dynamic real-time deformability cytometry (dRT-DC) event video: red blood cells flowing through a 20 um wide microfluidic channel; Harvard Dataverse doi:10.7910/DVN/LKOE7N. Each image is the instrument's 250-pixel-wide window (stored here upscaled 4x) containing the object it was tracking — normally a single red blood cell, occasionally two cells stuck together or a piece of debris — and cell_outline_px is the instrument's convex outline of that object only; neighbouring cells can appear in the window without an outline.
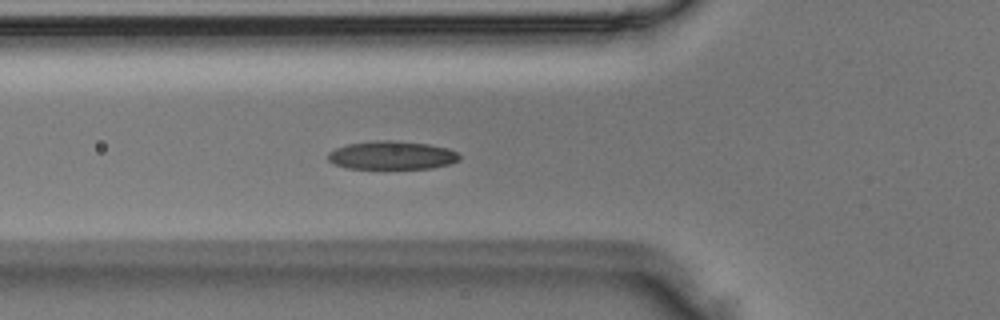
{"species": "Egyptian fruit bat (a non-hibernating species)", "species_latin": "Rousettus aegyptiacus", "temperature_condition": "room temperature", "stored_images_in_passage": 33, "camera_frame_rate_fps": 3000, "um_per_image_px": 0.085, "animal": {"sex": "male"}, "frame": {"image": 1, "passage_image": 10, "time_ms": 3.0, "image_size_px": [1000, 320], "cell_outline_px": [[460, 160], [448, 164], [432, 168], [348, 168], [332, 164], [328, 160], [328, 152], [336, 148], [348, 144], [376, 140], [396, 140], [428, 144], [448, 148], [456, 152], [460, 156]], "centroid_in_image_um": [33.29, 13.19], "position_along_channel_um": 92.5, "area_um2": 21.73}}
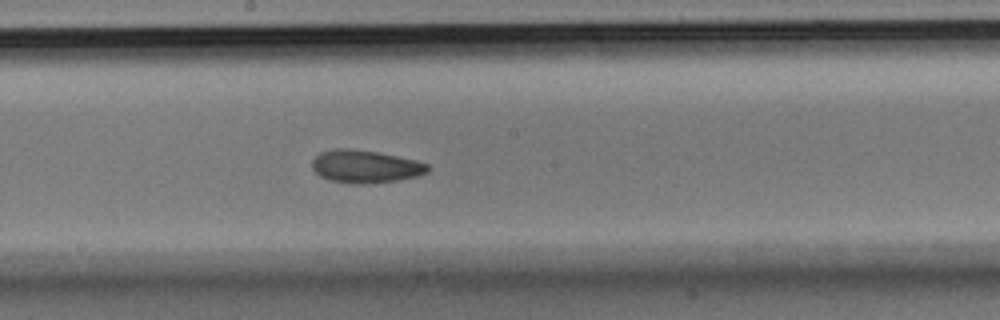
{"frame": {"image": 2, "passage_image": 19, "time_ms": 6.0, "image_size_px": [1000, 320], "cell_outline_px": [[432, 168], [428, 172], [420, 176], [396, 180], [364, 184], [348, 184], [332, 180], [320, 176], [312, 168], [312, 160], [320, 152], [336, 148], [348, 148], [380, 152], [416, 160], [428, 164]], "centroid_in_image_um": [31.08, 14.15], "position_along_channel_um": 217.1, "area_um2": 22.31}}
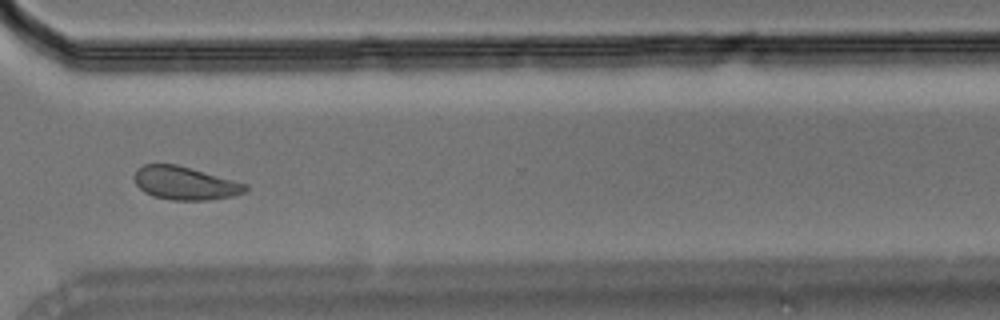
{"frame": {"image": 3, "passage_image": 29, "time_ms": 9.333, "image_size_px": [1000, 320], "cell_outline_px": [[248, 188], [244, 192], [232, 196], [208, 200], [172, 200], [152, 196], [144, 192], [136, 184], [136, 172], [144, 164], [176, 164], [248, 184]], "centroid_in_image_um": [15.74, 15.58], "position_along_channel_um": 354.9, "area_um2": 21.21}}